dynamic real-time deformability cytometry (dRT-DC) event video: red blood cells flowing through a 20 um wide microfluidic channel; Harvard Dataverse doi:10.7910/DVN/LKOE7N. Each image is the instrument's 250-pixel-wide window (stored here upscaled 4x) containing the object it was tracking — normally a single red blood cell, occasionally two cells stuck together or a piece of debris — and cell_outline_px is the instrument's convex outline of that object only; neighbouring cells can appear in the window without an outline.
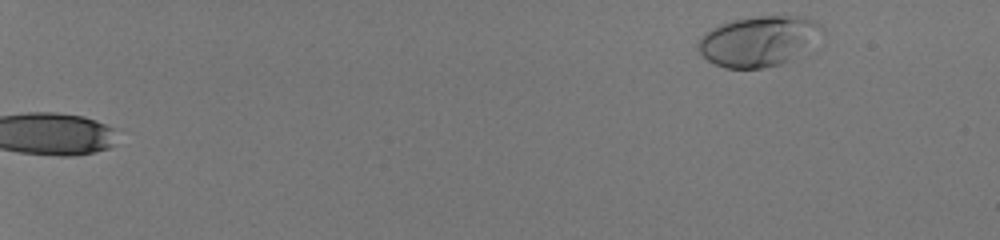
{"species": "human", "species_latin": "Homo sapiens", "temperature_condition": "room temperature", "stored_images_in_passage": 51, "camera_frame_rate_fps": 3000, "um_per_image_px": 0.085, "donor": {"sex": "male"}, "frame": {"image": 1, "passage_image": 3, "time_ms": 0.667, "image_size_px": [1000, 240], "cell_outline_px": [[824, 32], [788, 60], [780, 64], [764, 68], [724, 68], [708, 60], [696, 48], [696, 44], [704, 32], [720, 24], [732, 20], [756, 16], [804, 16], [816, 20], [824, 28]], "centroid_in_image_um": [64.43, 3.47], "position_along_channel_um": 20.6, "area_um2": 35.95}}
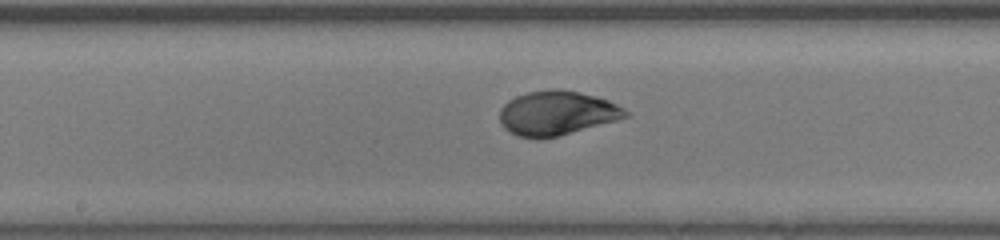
{"frame": {"image": 2, "passage_image": 31, "time_ms": 10.0, "image_size_px": [1000, 240], "cell_outline_px": [[632, 116], [556, 136], [540, 140], [516, 136], [504, 128], [500, 124], [500, 108], [508, 100], [516, 96], [528, 92], [552, 88], [560, 88], [580, 92], [596, 96], [608, 100], [624, 108]], "centroid_in_image_um": [47.31, 9.61], "position_along_channel_um": 200.9, "area_um2": 32.77}}
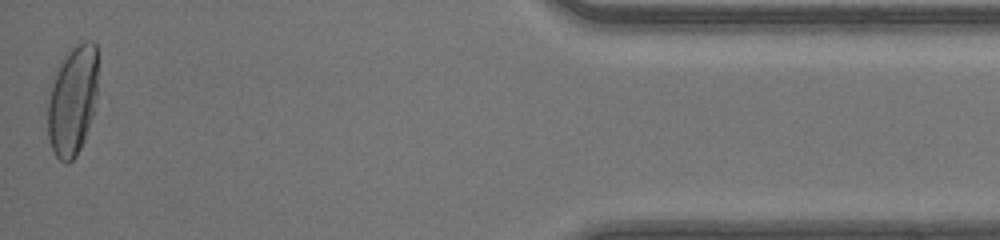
{"frame": {"image": 3, "passage_image": 51, "time_ms": 16.667, "image_size_px": [1000, 240], "cell_outline_px": [[96, 96], [92, 116], [84, 140], [76, 156], [68, 164], [64, 164], [56, 156], [52, 148], [48, 136], [48, 84], [64, 52], [72, 44], [84, 40], [92, 40], [96, 44]], "centroid_in_image_um": [6.12, 8.46], "position_along_channel_um": 429.1, "area_um2": 32.95}, "authors_computed_cell_mechanics": {"area_um2": 31.8478, "velocity_mm_per_s": 4.1852, "shape_relaxation_time_tau1_ms": 5.0212, "shape_relaxation_time_tau2_ms": null, "deformation_change_tau1": 0.2335, "deformation_change_tau2": null}}